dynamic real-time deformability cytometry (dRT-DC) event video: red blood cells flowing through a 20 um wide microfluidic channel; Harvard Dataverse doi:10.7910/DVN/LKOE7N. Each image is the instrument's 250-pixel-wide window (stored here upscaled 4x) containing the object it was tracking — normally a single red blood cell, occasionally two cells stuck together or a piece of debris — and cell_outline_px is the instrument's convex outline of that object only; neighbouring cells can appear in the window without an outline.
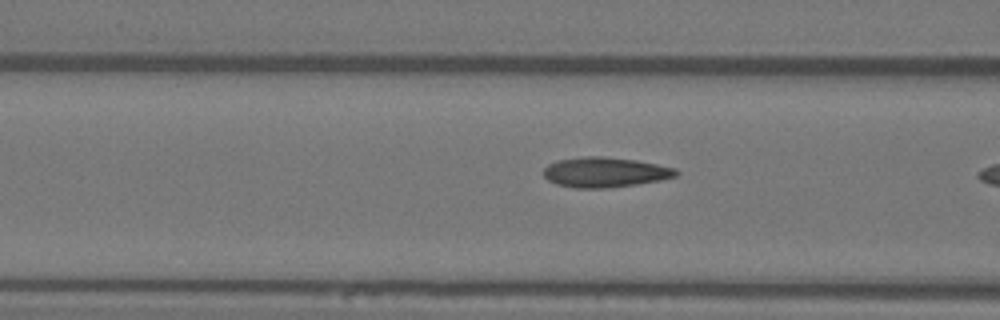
{"species": "Egyptian fruit bat (a non-hibernating species)", "species_latin": "Rousettus aegyptiacus", "temperature_condition": "warm", "stored_images_in_passage": 8, "camera_frame_rate_fps": 3000, "um_per_image_px": 0.085, "animal": {"sex": "female"}, "frame": {"image": 1, "passage_image": 6, "time_ms": 1.667, "image_size_px": [1000, 320], "cell_outline_px": [[680, 172], [676, 176], [660, 180], [636, 184], [608, 188], [576, 188], [556, 184], [548, 180], [544, 176], [544, 168], [548, 164], [556, 160], [584, 156], [604, 156], [636, 160], [676, 168]], "centroid_in_image_um": [51.41, 14.63], "position_along_channel_um": 115.2, "area_um2": 23.29}}